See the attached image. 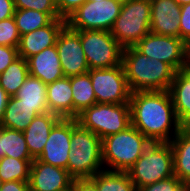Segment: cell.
I'll list each match as a JSON object with an SVG mask.
<instances>
[{
	"label": "cell",
	"instance_id": "f546056e",
	"mask_svg": "<svg viewBox=\"0 0 190 191\" xmlns=\"http://www.w3.org/2000/svg\"><path fill=\"white\" fill-rule=\"evenodd\" d=\"M15 10L28 9L48 13L53 19L62 18L57 10L55 0H14Z\"/></svg>",
	"mask_w": 190,
	"mask_h": 191
},
{
	"label": "cell",
	"instance_id": "6da1fadb",
	"mask_svg": "<svg viewBox=\"0 0 190 191\" xmlns=\"http://www.w3.org/2000/svg\"><path fill=\"white\" fill-rule=\"evenodd\" d=\"M129 104L131 125L151 142H170L182 128L168 90L133 92Z\"/></svg>",
	"mask_w": 190,
	"mask_h": 191
},
{
	"label": "cell",
	"instance_id": "b9f144b4",
	"mask_svg": "<svg viewBox=\"0 0 190 191\" xmlns=\"http://www.w3.org/2000/svg\"><path fill=\"white\" fill-rule=\"evenodd\" d=\"M88 1H93V2H98V1H104V0H88ZM106 1H108V0H106ZM115 1H120V2H125L126 0H115Z\"/></svg>",
	"mask_w": 190,
	"mask_h": 191
},
{
	"label": "cell",
	"instance_id": "4316f807",
	"mask_svg": "<svg viewBox=\"0 0 190 191\" xmlns=\"http://www.w3.org/2000/svg\"><path fill=\"white\" fill-rule=\"evenodd\" d=\"M28 76L27 60L19 57L0 74V86L10 97L14 96Z\"/></svg>",
	"mask_w": 190,
	"mask_h": 191
},
{
	"label": "cell",
	"instance_id": "9c48e42d",
	"mask_svg": "<svg viewBox=\"0 0 190 191\" xmlns=\"http://www.w3.org/2000/svg\"><path fill=\"white\" fill-rule=\"evenodd\" d=\"M80 35L82 49L89 69L112 68L122 64L123 47L110 31H76Z\"/></svg>",
	"mask_w": 190,
	"mask_h": 191
},
{
	"label": "cell",
	"instance_id": "7c38bea8",
	"mask_svg": "<svg viewBox=\"0 0 190 191\" xmlns=\"http://www.w3.org/2000/svg\"><path fill=\"white\" fill-rule=\"evenodd\" d=\"M56 48L64 76L88 73L90 69L82 49L80 35L75 30L65 26L57 38Z\"/></svg>",
	"mask_w": 190,
	"mask_h": 191
},
{
	"label": "cell",
	"instance_id": "484cf974",
	"mask_svg": "<svg viewBox=\"0 0 190 191\" xmlns=\"http://www.w3.org/2000/svg\"><path fill=\"white\" fill-rule=\"evenodd\" d=\"M98 191H137L128 172L101 170L90 179Z\"/></svg>",
	"mask_w": 190,
	"mask_h": 191
},
{
	"label": "cell",
	"instance_id": "ac0fdd59",
	"mask_svg": "<svg viewBox=\"0 0 190 191\" xmlns=\"http://www.w3.org/2000/svg\"><path fill=\"white\" fill-rule=\"evenodd\" d=\"M169 93L176 117L182 127H190V68L176 71Z\"/></svg>",
	"mask_w": 190,
	"mask_h": 191
},
{
	"label": "cell",
	"instance_id": "d6986e66",
	"mask_svg": "<svg viewBox=\"0 0 190 191\" xmlns=\"http://www.w3.org/2000/svg\"><path fill=\"white\" fill-rule=\"evenodd\" d=\"M61 118L51 112L38 114L23 131L29 153L37 159L45 146L49 133Z\"/></svg>",
	"mask_w": 190,
	"mask_h": 191
},
{
	"label": "cell",
	"instance_id": "8fae6325",
	"mask_svg": "<svg viewBox=\"0 0 190 191\" xmlns=\"http://www.w3.org/2000/svg\"><path fill=\"white\" fill-rule=\"evenodd\" d=\"M97 103H129L131 91L122 64L88 71Z\"/></svg>",
	"mask_w": 190,
	"mask_h": 191
},
{
	"label": "cell",
	"instance_id": "5b68a950",
	"mask_svg": "<svg viewBox=\"0 0 190 191\" xmlns=\"http://www.w3.org/2000/svg\"><path fill=\"white\" fill-rule=\"evenodd\" d=\"M127 172L136 189L174 176L170 142H151Z\"/></svg>",
	"mask_w": 190,
	"mask_h": 191
},
{
	"label": "cell",
	"instance_id": "4fadbf2b",
	"mask_svg": "<svg viewBox=\"0 0 190 191\" xmlns=\"http://www.w3.org/2000/svg\"><path fill=\"white\" fill-rule=\"evenodd\" d=\"M71 119L61 118L51 129L39 161L67 170L71 151Z\"/></svg>",
	"mask_w": 190,
	"mask_h": 191
},
{
	"label": "cell",
	"instance_id": "2e32d148",
	"mask_svg": "<svg viewBox=\"0 0 190 191\" xmlns=\"http://www.w3.org/2000/svg\"><path fill=\"white\" fill-rule=\"evenodd\" d=\"M65 26V19H54L49 25L20 36L17 47L19 57L27 60L45 48L56 45L57 38Z\"/></svg>",
	"mask_w": 190,
	"mask_h": 191
},
{
	"label": "cell",
	"instance_id": "ee69618b",
	"mask_svg": "<svg viewBox=\"0 0 190 191\" xmlns=\"http://www.w3.org/2000/svg\"><path fill=\"white\" fill-rule=\"evenodd\" d=\"M188 67L190 68V46H189V66Z\"/></svg>",
	"mask_w": 190,
	"mask_h": 191
},
{
	"label": "cell",
	"instance_id": "52a82bcc",
	"mask_svg": "<svg viewBox=\"0 0 190 191\" xmlns=\"http://www.w3.org/2000/svg\"><path fill=\"white\" fill-rule=\"evenodd\" d=\"M76 120L102 140L131 125L130 104L96 103L78 114Z\"/></svg>",
	"mask_w": 190,
	"mask_h": 191
},
{
	"label": "cell",
	"instance_id": "9a60e30c",
	"mask_svg": "<svg viewBox=\"0 0 190 191\" xmlns=\"http://www.w3.org/2000/svg\"><path fill=\"white\" fill-rule=\"evenodd\" d=\"M151 32L180 38L181 5L176 0H150Z\"/></svg>",
	"mask_w": 190,
	"mask_h": 191
},
{
	"label": "cell",
	"instance_id": "d4e9b609",
	"mask_svg": "<svg viewBox=\"0 0 190 191\" xmlns=\"http://www.w3.org/2000/svg\"><path fill=\"white\" fill-rule=\"evenodd\" d=\"M73 94V119L84 109L96 104L89 73L70 77Z\"/></svg>",
	"mask_w": 190,
	"mask_h": 191
},
{
	"label": "cell",
	"instance_id": "30bf717a",
	"mask_svg": "<svg viewBox=\"0 0 190 191\" xmlns=\"http://www.w3.org/2000/svg\"><path fill=\"white\" fill-rule=\"evenodd\" d=\"M134 47L148 58L166 62L176 71L189 66V46L180 38L149 32Z\"/></svg>",
	"mask_w": 190,
	"mask_h": 191
},
{
	"label": "cell",
	"instance_id": "ba28073f",
	"mask_svg": "<svg viewBox=\"0 0 190 191\" xmlns=\"http://www.w3.org/2000/svg\"><path fill=\"white\" fill-rule=\"evenodd\" d=\"M122 2L115 0L86 1L65 18L66 26L75 31H111L120 15Z\"/></svg>",
	"mask_w": 190,
	"mask_h": 191
},
{
	"label": "cell",
	"instance_id": "7bdbcfd3",
	"mask_svg": "<svg viewBox=\"0 0 190 191\" xmlns=\"http://www.w3.org/2000/svg\"><path fill=\"white\" fill-rule=\"evenodd\" d=\"M3 180L1 179V177H0V190H1V188H2V186H3Z\"/></svg>",
	"mask_w": 190,
	"mask_h": 191
},
{
	"label": "cell",
	"instance_id": "8992f818",
	"mask_svg": "<svg viewBox=\"0 0 190 191\" xmlns=\"http://www.w3.org/2000/svg\"><path fill=\"white\" fill-rule=\"evenodd\" d=\"M150 20V0H126L110 32L123 48L132 47L151 32Z\"/></svg>",
	"mask_w": 190,
	"mask_h": 191
},
{
	"label": "cell",
	"instance_id": "603a6c76",
	"mask_svg": "<svg viewBox=\"0 0 190 191\" xmlns=\"http://www.w3.org/2000/svg\"><path fill=\"white\" fill-rule=\"evenodd\" d=\"M37 115L35 107L20 103L18 98L11 96L0 126L23 132Z\"/></svg>",
	"mask_w": 190,
	"mask_h": 191
},
{
	"label": "cell",
	"instance_id": "8d00e7d4",
	"mask_svg": "<svg viewBox=\"0 0 190 191\" xmlns=\"http://www.w3.org/2000/svg\"><path fill=\"white\" fill-rule=\"evenodd\" d=\"M0 191H30L29 181L4 182Z\"/></svg>",
	"mask_w": 190,
	"mask_h": 191
},
{
	"label": "cell",
	"instance_id": "7a4b0ae2",
	"mask_svg": "<svg viewBox=\"0 0 190 191\" xmlns=\"http://www.w3.org/2000/svg\"><path fill=\"white\" fill-rule=\"evenodd\" d=\"M122 65L131 93L169 90L176 74L171 65L148 58L134 46L123 49Z\"/></svg>",
	"mask_w": 190,
	"mask_h": 191
},
{
	"label": "cell",
	"instance_id": "7402d4cb",
	"mask_svg": "<svg viewBox=\"0 0 190 191\" xmlns=\"http://www.w3.org/2000/svg\"><path fill=\"white\" fill-rule=\"evenodd\" d=\"M46 96L47 84L31 75L26 78L18 92L14 95V97L20 100V103L35 107V111L38 114L49 112Z\"/></svg>",
	"mask_w": 190,
	"mask_h": 191
},
{
	"label": "cell",
	"instance_id": "ab89813d",
	"mask_svg": "<svg viewBox=\"0 0 190 191\" xmlns=\"http://www.w3.org/2000/svg\"><path fill=\"white\" fill-rule=\"evenodd\" d=\"M181 6L190 3V0H176Z\"/></svg>",
	"mask_w": 190,
	"mask_h": 191
},
{
	"label": "cell",
	"instance_id": "836d02e7",
	"mask_svg": "<svg viewBox=\"0 0 190 191\" xmlns=\"http://www.w3.org/2000/svg\"><path fill=\"white\" fill-rule=\"evenodd\" d=\"M17 58H19L17 47L0 45V74Z\"/></svg>",
	"mask_w": 190,
	"mask_h": 191
},
{
	"label": "cell",
	"instance_id": "f1b7e54d",
	"mask_svg": "<svg viewBox=\"0 0 190 191\" xmlns=\"http://www.w3.org/2000/svg\"><path fill=\"white\" fill-rule=\"evenodd\" d=\"M33 160H20L4 156L0 160V177L3 182L29 181L30 166Z\"/></svg>",
	"mask_w": 190,
	"mask_h": 191
},
{
	"label": "cell",
	"instance_id": "e575fe53",
	"mask_svg": "<svg viewBox=\"0 0 190 191\" xmlns=\"http://www.w3.org/2000/svg\"><path fill=\"white\" fill-rule=\"evenodd\" d=\"M86 1L87 0H55L58 13L64 19Z\"/></svg>",
	"mask_w": 190,
	"mask_h": 191
},
{
	"label": "cell",
	"instance_id": "5bb4252c",
	"mask_svg": "<svg viewBox=\"0 0 190 191\" xmlns=\"http://www.w3.org/2000/svg\"><path fill=\"white\" fill-rule=\"evenodd\" d=\"M73 178L66 169L34 159L30 166V191H61L72 185Z\"/></svg>",
	"mask_w": 190,
	"mask_h": 191
},
{
	"label": "cell",
	"instance_id": "1f68e13d",
	"mask_svg": "<svg viewBox=\"0 0 190 191\" xmlns=\"http://www.w3.org/2000/svg\"><path fill=\"white\" fill-rule=\"evenodd\" d=\"M137 191H190V185L182 183L176 176L138 188Z\"/></svg>",
	"mask_w": 190,
	"mask_h": 191
},
{
	"label": "cell",
	"instance_id": "d590c367",
	"mask_svg": "<svg viewBox=\"0 0 190 191\" xmlns=\"http://www.w3.org/2000/svg\"><path fill=\"white\" fill-rule=\"evenodd\" d=\"M14 0H0V21L14 16Z\"/></svg>",
	"mask_w": 190,
	"mask_h": 191
},
{
	"label": "cell",
	"instance_id": "e0dca14e",
	"mask_svg": "<svg viewBox=\"0 0 190 191\" xmlns=\"http://www.w3.org/2000/svg\"><path fill=\"white\" fill-rule=\"evenodd\" d=\"M29 75L49 84L64 77L56 45L27 59Z\"/></svg>",
	"mask_w": 190,
	"mask_h": 191
},
{
	"label": "cell",
	"instance_id": "277c9868",
	"mask_svg": "<svg viewBox=\"0 0 190 191\" xmlns=\"http://www.w3.org/2000/svg\"><path fill=\"white\" fill-rule=\"evenodd\" d=\"M150 143L145 135L130 125L124 131L101 140L102 161L110 168L108 170L127 172Z\"/></svg>",
	"mask_w": 190,
	"mask_h": 191
},
{
	"label": "cell",
	"instance_id": "3957f363",
	"mask_svg": "<svg viewBox=\"0 0 190 191\" xmlns=\"http://www.w3.org/2000/svg\"><path fill=\"white\" fill-rule=\"evenodd\" d=\"M71 151L67 171L73 179H91L103 167L101 139L71 119Z\"/></svg>",
	"mask_w": 190,
	"mask_h": 191
},
{
	"label": "cell",
	"instance_id": "83f0119b",
	"mask_svg": "<svg viewBox=\"0 0 190 191\" xmlns=\"http://www.w3.org/2000/svg\"><path fill=\"white\" fill-rule=\"evenodd\" d=\"M13 17L20 36L43 28L54 20L48 13L28 9L15 10Z\"/></svg>",
	"mask_w": 190,
	"mask_h": 191
},
{
	"label": "cell",
	"instance_id": "ffe728a7",
	"mask_svg": "<svg viewBox=\"0 0 190 191\" xmlns=\"http://www.w3.org/2000/svg\"><path fill=\"white\" fill-rule=\"evenodd\" d=\"M49 112L63 119H73V94L70 77H62L47 84Z\"/></svg>",
	"mask_w": 190,
	"mask_h": 191
},
{
	"label": "cell",
	"instance_id": "f35d334b",
	"mask_svg": "<svg viewBox=\"0 0 190 191\" xmlns=\"http://www.w3.org/2000/svg\"><path fill=\"white\" fill-rule=\"evenodd\" d=\"M10 96L5 92V90L0 86V124L4 115L5 108Z\"/></svg>",
	"mask_w": 190,
	"mask_h": 191
},
{
	"label": "cell",
	"instance_id": "60d3db41",
	"mask_svg": "<svg viewBox=\"0 0 190 191\" xmlns=\"http://www.w3.org/2000/svg\"><path fill=\"white\" fill-rule=\"evenodd\" d=\"M61 191H75V188L73 186V184L71 186H69L68 188L61 190Z\"/></svg>",
	"mask_w": 190,
	"mask_h": 191
},
{
	"label": "cell",
	"instance_id": "44dd1931",
	"mask_svg": "<svg viewBox=\"0 0 190 191\" xmlns=\"http://www.w3.org/2000/svg\"><path fill=\"white\" fill-rule=\"evenodd\" d=\"M173 151L174 176L190 185V127H182L170 141Z\"/></svg>",
	"mask_w": 190,
	"mask_h": 191
},
{
	"label": "cell",
	"instance_id": "74e56055",
	"mask_svg": "<svg viewBox=\"0 0 190 191\" xmlns=\"http://www.w3.org/2000/svg\"><path fill=\"white\" fill-rule=\"evenodd\" d=\"M75 191H98L96 185L90 179H73Z\"/></svg>",
	"mask_w": 190,
	"mask_h": 191
},
{
	"label": "cell",
	"instance_id": "d6a6232c",
	"mask_svg": "<svg viewBox=\"0 0 190 191\" xmlns=\"http://www.w3.org/2000/svg\"><path fill=\"white\" fill-rule=\"evenodd\" d=\"M180 39L190 46V3L181 6Z\"/></svg>",
	"mask_w": 190,
	"mask_h": 191
},
{
	"label": "cell",
	"instance_id": "cb8c5ba5",
	"mask_svg": "<svg viewBox=\"0 0 190 191\" xmlns=\"http://www.w3.org/2000/svg\"><path fill=\"white\" fill-rule=\"evenodd\" d=\"M4 156L34 160L29 153L23 132L0 126V160Z\"/></svg>",
	"mask_w": 190,
	"mask_h": 191
},
{
	"label": "cell",
	"instance_id": "4dcf8cb0",
	"mask_svg": "<svg viewBox=\"0 0 190 191\" xmlns=\"http://www.w3.org/2000/svg\"><path fill=\"white\" fill-rule=\"evenodd\" d=\"M20 34L14 17L0 21V45L18 47Z\"/></svg>",
	"mask_w": 190,
	"mask_h": 191
}]
</instances>
